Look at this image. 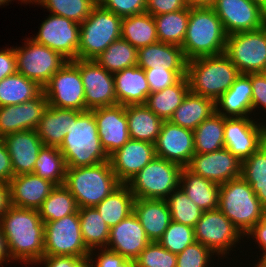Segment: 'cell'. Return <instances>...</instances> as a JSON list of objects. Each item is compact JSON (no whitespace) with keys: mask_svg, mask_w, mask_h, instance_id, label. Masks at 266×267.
Masks as SVG:
<instances>
[{"mask_svg":"<svg viewBox=\"0 0 266 267\" xmlns=\"http://www.w3.org/2000/svg\"><path fill=\"white\" fill-rule=\"evenodd\" d=\"M12 263L34 267L44 254V222L36 209L10 205L0 218Z\"/></svg>","mask_w":266,"mask_h":267,"instance_id":"cell-1","label":"cell"},{"mask_svg":"<svg viewBox=\"0 0 266 267\" xmlns=\"http://www.w3.org/2000/svg\"><path fill=\"white\" fill-rule=\"evenodd\" d=\"M227 34L212 7L189 8L188 26L181 46L187 61L225 53Z\"/></svg>","mask_w":266,"mask_h":267,"instance_id":"cell-2","label":"cell"},{"mask_svg":"<svg viewBox=\"0 0 266 267\" xmlns=\"http://www.w3.org/2000/svg\"><path fill=\"white\" fill-rule=\"evenodd\" d=\"M67 167L92 166L109 161L101 146L97 123L91 110L81 112L58 147Z\"/></svg>","mask_w":266,"mask_h":267,"instance_id":"cell-3","label":"cell"},{"mask_svg":"<svg viewBox=\"0 0 266 267\" xmlns=\"http://www.w3.org/2000/svg\"><path fill=\"white\" fill-rule=\"evenodd\" d=\"M239 75L237 67L225 53L187 61L186 76L190 92L215 102Z\"/></svg>","mask_w":266,"mask_h":267,"instance_id":"cell-4","label":"cell"},{"mask_svg":"<svg viewBox=\"0 0 266 267\" xmlns=\"http://www.w3.org/2000/svg\"><path fill=\"white\" fill-rule=\"evenodd\" d=\"M122 183L109 161L92 166L67 167L64 186L75 197L78 208L95 207Z\"/></svg>","mask_w":266,"mask_h":267,"instance_id":"cell-5","label":"cell"},{"mask_svg":"<svg viewBox=\"0 0 266 267\" xmlns=\"http://www.w3.org/2000/svg\"><path fill=\"white\" fill-rule=\"evenodd\" d=\"M218 208L243 236L266 213L252 186L241 176L220 185Z\"/></svg>","mask_w":266,"mask_h":267,"instance_id":"cell-6","label":"cell"},{"mask_svg":"<svg viewBox=\"0 0 266 267\" xmlns=\"http://www.w3.org/2000/svg\"><path fill=\"white\" fill-rule=\"evenodd\" d=\"M122 18L97 4L80 24L78 59L95 60L121 38Z\"/></svg>","mask_w":266,"mask_h":267,"instance_id":"cell-7","label":"cell"},{"mask_svg":"<svg viewBox=\"0 0 266 267\" xmlns=\"http://www.w3.org/2000/svg\"><path fill=\"white\" fill-rule=\"evenodd\" d=\"M182 166L155 156L127 185L135 198L166 200L179 188Z\"/></svg>","mask_w":266,"mask_h":267,"instance_id":"cell-8","label":"cell"},{"mask_svg":"<svg viewBox=\"0 0 266 267\" xmlns=\"http://www.w3.org/2000/svg\"><path fill=\"white\" fill-rule=\"evenodd\" d=\"M194 237L195 241L208 247L216 254L215 257H218V260H222L224 257L228 258L231 250L236 251L233 249L244 238L219 208L203 211L194 227Z\"/></svg>","mask_w":266,"mask_h":267,"instance_id":"cell-9","label":"cell"},{"mask_svg":"<svg viewBox=\"0 0 266 267\" xmlns=\"http://www.w3.org/2000/svg\"><path fill=\"white\" fill-rule=\"evenodd\" d=\"M23 40L24 45L14 46L17 72L43 88L67 60L31 37Z\"/></svg>","mask_w":266,"mask_h":267,"instance_id":"cell-10","label":"cell"},{"mask_svg":"<svg viewBox=\"0 0 266 267\" xmlns=\"http://www.w3.org/2000/svg\"><path fill=\"white\" fill-rule=\"evenodd\" d=\"M225 54L240 74L266 72V25L258 30L227 35Z\"/></svg>","mask_w":266,"mask_h":267,"instance_id":"cell-11","label":"cell"},{"mask_svg":"<svg viewBox=\"0 0 266 267\" xmlns=\"http://www.w3.org/2000/svg\"><path fill=\"white\" fill-rule=\"evenodd\" d=\"M84 244L78 211L61 219L44 223L43 256L89 257Z\"/></svg>","mask_w":266,"mask_h":267,"instance_id":"cell-12","label":"cell"},{"mask_svg":"<svg viewBox=\"0 0 266 267\" xmlns=\"http://www.w3.org/2000/svg\"><path fill=\"white\" fill-rule=\"evenodd\" d=\"M49 106L86 111L85 90L78 66L67 61L43 87Z\"/></svg>","mask_w":266,"mask_h":267,"instance_id":"cell-13","label":"cell"},{"mask_svg":"<svg viewBox=\"0 0 266 267\" xmlns=\"http://www.w3.org/2000/svg\"><path fill=\"white\" fill-rule=\"evenodd\" d=\"M258 120L253 117H225L224 147L240 161L249 158L266 142V123L262 118L263 122Z\"/></svg>","mask_w":266,"mask_h":267,"instance_id":"cell-14","label":"cell"},{"mask_svg":"<svg viewBox=\"0 0 266 267\" xmlns=\"http://www.w3.org/2000/svg\"><path fill=\"white\" fill-rule=\"evenodd\" d=\"M80 24L57 15L50 14L42 21L36 36L31 37L67 61L78 59Z\"/></svg>","mask_w":266,"mask_h":267,"instance_id":"cell-15","label":"cell"},{"mask_svg":"<svg viewBox=\"0 0 266 267\" xmlns=\"http://www.w3.org/2000/svg\"><path fill=\"white\" fill-rule=\"evenodd\" d=\"M212 8L227 35L258 30L266 25V10L250 0H216Z\"/></svg>","mask_w":266,"mask_h":267,"instance_id":"cell-16","label":"cell"},{"mask_svg":"<svg viewBox=\"0 0 266 267\" xmlns=\"http://www.w3.org/2000/svg\"><path fill=\"white\" fill-rule=\"evenodd\" d=\"M85 90L86 111L117 105L114 76L95 60L76 59Z\"/></svg>","mask_w":266,"mask_h":267,"instance_id":"cell-17","label":"cell"},{"mask_svg":"<svg viewBox=\"0 0 266 267\" xmlns=\"http://www.w3.org/2000/svg\"><path fill=\"white\" fill-rule=\"evenodd\" d=\"M186 168L221 185L241 176L242 161L224 147L215 152L195 153Z\"/></svg>","mask_w":266,"mask_h":267,"instance_id":"cell-18","label":"cell"},{"mask_svg":"<svg viewBox=\"0 0 266 267\" xmlns=\"http://www.w3.org/2000/svg\"><path fill=\"white\" fill-rule=\"evenodd\" d=\"M154 148L156 156L186 167L195 154L194 132L164 121Z\"/></svg>","mask_w":266,"mask_h":267,"instance_id":"cell-19","label":"cell"},{"mask_svg":"<svg viewBox=\"0 0 266 267\" xmlns=\"http://www.w3.org/2000/svg\"><path fill=\"white\" fill-rule=\"evenodd\" d=\"M91 111L97 123L101 146L109 157L130 139L125 106L117 104Z\"/></svg>","mask_w":266,"mask_h":267,"instance_id":"cell-20","label":"cell"},{"mask_svg":"<svg viewBox=\"0 0 266 267\" xmlns=\"http://www.w3.org/2000/svg\"><path fill=\"white\" fill-rule=\"evenodd\" d=\"M47 106V98L42 91L25 103L0 107V138L19 131L36 130Z\"/></svg>","mask_w":266,"mask_h":267,"instance_id":"cell-21","label":"cell"},{"mask_svg":"<svg viewBox=\"0 0 266 267\" xmlns=\"http://www.w3.org/2000/svg\"><path fill=\"white\" fill-rule=\"evenodd\" d=\"M155 156L153 143L129 139L109 156V162L116 178L122 184H127Z\"/></svg>","mask_w":266,"mask_h":267,"instance_id":"cell-22","label":"cell"},{"mask_svg":"<svg viewBox=\"0 0 266 267\" xmlns=\"http://www.w3.org/2000/svg\"><path fill=\"white\" fill-rule=\"evenodd\" d=\"M150 242L141 223L132 212L116 226L110 228L106 249L126 259L134 260Z\"/></svg>","mask_w":266,"mask_h":267,"instance_id":"cell-23","label":"cell"},{"mask_svg":"<svg viewBox=\"0 0 266 267\" xmlns=\"http://www.w3.org/2000/svg\"><path fill=\"white\" fill-rule=\"evenodd\" d=\"M11 159L14 176L33 173L43 142L36 130H24L3 138Z\"/></svg>","mask_w":266,"mask_h":267,"instance_id":"cell-24","label":"cell"},{"mask_svg":"<svg viewBox=\"0 0 266 267\" xmlns=\"http://www.w3.org/2000/svg\"><path fill=\"white\" fill-rule=\"evenodd\" d=\"M12 206L38 210L55 184L35 173L20 174L9 181Z\"/></svg>","mask_w":266,"mask_h":267,"instance_id":"cell-25","label":"cell"},{"mask_svg":"<svg viewBox=\"0 0 266 267\" xmlns=\"http://www.w3.org/2000/svg\"><path fill=\"white\" fill-rule=\"evenodd\" d=\"M133 212L151 242H158L172 221L166 200L135 198Z\"/></svg>","mask_w":266,"mask_h":267,"instance_id":"cell-26","label":"cell"},{"mask_svg":"<svg viewBox=\"0 0 266 267\" xmlns=\"http://www.w3.org/2000/svg\"><path fill=\"white\" fill-rule=\"evenodd\" d=\"M251 74H240L216 101V112L226 118L252 117Z\"/></svg>","mask_w":266,"mask_h":267,"instance_id":"cell-27","label":"cell"},{"mask_svg":"<svg viewBox=\"0 0 266 267\" xmlns=\"http://www.w3.org/2000/svg\"><path fill=\"white\" fill-rule=\"evenodd\" d=\"M113 76L118 104H145L150 88L144 69L135 65L116 72Z\"/></svg>","mask_w":266,"mask_h":267,"instance_id":"cell-28","label":"cell"},{"mask_svg":"<svg viewBox=\"0 0 266 267\" xmlns=\"http://www.w3.org/2000/svg\"><path fill=\"white\" fill-rule=\"evenodd\" d=\"M137 66L144 70L165 67L172 71H186L187 60L181 46L158 41L138 49Z\"/></svg>","mask_w":266,"mask_h":267,"instance_id":"cell-29","label":"cell"},{"mask_svg":"<svg viewBox=\"0 0 266 267\" xmlns=\"http://www.w3.org/2000/svg\"><path fill=\"white\" fill-rule=\"evenodd\" d=\"M81 113L79 110L47 106L36 129L44 146L59 147L69 133L72 121Z\"/></svg>","mask_w":266,"mask_h":267,"instance_id":"cell-30","label":"cell"},{"mask_svg":"<svg viewBox=\"0 0 266 267\" xmlns=\"http://www.w3.org/2000/svg\"><path fill=\"white\" fill-rule=\"evenodd\" d=\"M179 187L202 211L218 208L220 185L182 168Z\"/></svg>","mask_w":266,"mask_h":267,"instance_id":"cell-31","label":"cell"},{"mask_svg":"<svg viewBox=\"0 0 266 267\" xmlns=\"http://www.w3.org/2000/svg\"><path fill=\"white\" fill-rule=\"evenodd\" d=\"M214 113H216L215 101L189 91L169 121L194 131L198 125Z\"/></svg>","mask_w":266,"mask_h":267,"instance_id":"cell-32","label":"cell"},{"mask_svg":"<svg viewBox=\"0 0 266 267\" xmlns=\"http://www.w3.org/2000/svg\"><path fill=\"white\" fill-rule=\"evenodd\" d=\"M125 113L130 139L154 144L164 121L144 104L126 105Z\"/></svg>","mask_w":266,"mask_h":267,"instance_id":"cell-33","label":"cell"},{"mask_svg":"<svg viewBox=\"0 0 266 267\" xmlns=\"http://www.w3.org/2000/svg\"><path fill=\"white\" fill-rule=\"evenodd\" d=\"M189 91V82L185 76L162 91L150 93L144 105L163 121H169Z\"/></svg>","mask_w":266,"mask_h":267,"instance_id":"cell-34","label":"cell"},{"mask_svg":"<svg viewBox=\"0 0 266 267\" xmlns=\"http://www.w3.org/2000/svg\"><path fill=\"white\" fill-rule=\"evenodd\" d=\"M135 196L127 184H121L95 208L105 223L112 228L133 212Z\"/></svg>","mask_w":266,"mask_h":267,"instance_id":"cell-35","label":"cell"},{"mask_svg":"<svg viewBox=\"0 0 266 267\" xmlns=\"http://www.w3.org/2000/svg\"><path fill=\"white\" fill-rule=\"evenodd\" d=\"M121 38L137 50L158 42L154 18L148 12L122 18Z\"/></svg>","mask_w":266,"mask_h":267,"instance_id":"cell-36","label":"cell"},{"mask_svg":"<svg viewBox=\"0 0 266 267\" xmlns=\"http://www.w3.org/2000/svg\"><path fill=\"white\" fill-rule=\"evenodd\" d=\"M42 91L35 81L16 72L0 81V107L25 103Z\"/></svg>","mask_w":266,"mask_h":267,"instance_id":"cell-37","label":"cell"},{"mask_svg":"<svg viewBox=\"0 0 266 267\" xmlns=\"http://www.w3.org/2000/svg\"><path fill=\"white\" fill-rule=\"evenodd\" d=\"M80 229L84 244L89 250L106 248L110 227L95 207L78 208Z\"/></svg>","mask_w":266,"mask_h":267,"instance_id":"cell-38","label":"cell"},{"mask_svg":"<svg viewBox=\"0 0 266 267\" xmlns=\"http://www.w3.org/2000/svg\"><path fill=\"white\" fill-rule=\"evenodd\" d=\"M225 117L214 113L194 129V150L197 154L224 148Z\"/></svg>","mask_w":266,"mask_h":267,"instance_id":"cell-39","label":"cell"},{"mask_svg":"<svg viewBox=\"0 0 266 267\" xmlns=\"http://www.w3.org/2000/svg\"><path fill=\"white\" fill-rule=\"evenodd\" d=\"M160 42L182 46L188 26L189 7L153 16Z\"/></svg>","mask_w":266,"mask_h":267,"instance_id":"cell-40","label":"cell"},{"mask_svg":"<svg viewBox=\"0 0 266 267\" xmlns=\"http://www.w3.org/2000/svg\"><path fill=\"white\" fill-rule=\"evenodd\" d=\"M241 177L252 186L266 210V142L249 158L242 161Z\"/></svg>","mask_w":266,"mask_h":267,"instance_id":"cell-41","label":"cell"},{"mask_svg":"<svg viewBox=\"0 0 266 267\" xmlns=\"http://www.w3.org/2000/svg\"><path fill=\"white\" fill-rule=\"evenodd\" d=\"M138 50L123 38L115 40L95 61L109 73L137 65Z\"/></svg>","mask_w":266,"mask_h":267,"instance_id":"cell-42","label":"cell"},{"mask_svg":"<svg viewBox=\"0 0 266 267\" xmlns=\"http://www.w3.org/2000/svg\"><path fill=\"white\" fill-rule=\"evenodd\" d=\"M66 169L65 159L58 147L43 145L35 161L33 173L61 186L65 183Z\"/></svg>","mask_w":266,"mask_h":267,"instance_id":"cell-43","label":"cell"},{"mask_svg":"<svg viewBox=\"0 0 266 267\" xmlns=\"http://www.w3.org/2000/svg\"><path fill=\"white\" fill-rule=\"evenodd\" d=\"M77 211L75 197L64 185L55 186L38 209L39 216L44 223L61 219Z\"/></svg>","mask_w":266,"mask_h":267,"instance_id":"cell-44","label":"cell"},{"mask_svg":"<svg viewBox=\"0 0 266 267\" xmlns=\"http://www.w3.org/2000/svg\"><path fill=\"white\" fill-rule=\"evenodd\" d=\"M37 4L50 14L66 17L81 24L98 4L97 0H28L27 4Z\"/></svg>","mask_w":266,"mask_h":267,"instance_id":"cell-45","label":"cell"},{"mask_svg":"<svg viewBox=\"0 0 266 267\" xmlns=\"http://www.w3.org/2000/svg\"><path fill=\"white\" fill-rule=\"evenodd\" d=\"M166 201L171 212L172 221L194 228L203 214L202 209L180 187L171 192Z\"/></svg>","mask_w":266,"mask_h":267,"instance_id":"cell-46","label":"cell"},{"mask_svg":"<svg viewBox=\"0 0 266 267\" xmlns=\"http://www.w3.org/2000/svg\"><path fill=\"white\" fill-rule=\"evenodd\" d=\"M173 254L181 253L188 245L195 242L194 228L171 221L162 238L158 241Z\"/></svg>","mask_w":266,"mask_h":267,"instance_id":"cell-47","label":"cell"},{"mask_svg":"<svg viewBox=\"0 0 266 267\" xmlns=\"http://www.w3.org/2000/svg\"><path fill=\"white\" fill-rule=\"evenodd\" d=\"M133 261L134 267H176L177 255L159 242H150Z\"/></svg>","mask_w":266,"mask_h":267,"instance_id":"cell-48","label":"cell"},{"mask_svg":"<svg viewBox=\"0 0 266 267\" xmlns=\"http://www.w3.org/2000/svg\"><path fill=\"white\" fill-rule=\"evenodd\" d=\"M214 255L208 247L195 241L177 254L176 267H212Z\"/></svg>","mask_w":266,"mask_h":267,"instance_id":"cell-49","label":"cell"},{"mask_svg":"<svg viewBox=\"0 0 266 267\" xmlns=\"http://www.w3.org/2000/svg\"><path fill=\"white\" fill-rule=\"evenodd\" d=\"M144 71L149 84L150 93L162 91L176 84L182 77L186 76V71H172L165 67L147 69Z\"/></svg>","mask_w":266,"mask_h":267,"instance_id":"cell-50","label":"cell"},{"mask_svg":"<svg viewBox=\"0 0 266 267\" xmlns=\"http://www.w3.org/2000/svg\"><path fill=\"white\" fill-rule=\"evenodd\" d=\"M98 4L121 18L146 12V0H97Z\"/></svg>","mask_w":266,"mask_h":267,"instance_id":"cell-51","label":"cell"},{"mask_svg":"<svg viewBox=\"0 0 266 267\" xmlns=\"http://www.w3.org/2000/svg\"><path fill=\"white\" fill-rule=\"evenodd\" d=\"M89 258L91 267H134L133 260L126 259L124 256L106 248L90 250Z\"/></svg>","mask_w":266,"mask_h":267,"instance_id":"cell-52","label":"cell"},{"mask_svg":"<svg viewBox=\"0 0 266 267\" xmlns=\"http://www.w3.org/2000/svg\"><path fill=\"white\" fill-rule=\"evenodd\" d=\"M252 113L255 116L256 110H262L266 112V72L252 73ZM261 107V108H260ZM265 109V110H264Z\"/></svg>","mask_w":266,"mask_h":267,"instance_id":"cell-53","label":"cell"},{"mask_svg":"<svg viewBox=\"0 0 266 267\" xmlns=\"http://www.w3.org/2000/svg\"><path fill=\"white\" fill-rule=\"evenodd\" d=\"M44 267H91L89 257L78 258L73 256H43L36 266Z\"/></svg>","mask_w":266,"mask_h":267,"instance_id":"cell-54","label":"cell"},{"mask_svg":"<svg viewBox=\"0 0 266 267\" xmlns=\"http://www.w3.org/2000/svg\"><path fill=\"white\" fill-rule=\"evenodd\" d=\"M188 8L185 0H146V12L152 16Z\"/></svg>","mask_w":266,"mask_h":267,"instance_id":"cell-55","label":"cell"},{"mask_svg":"<svg viewBox=\"0 0 266 267\" xmlns=\"http://www.w3.org/2000/svg\"><path fill=\"white\" fill-rule=\"evenodd\" d=\"M17 72L14 46L0 50V81Z\"/></svg>","mask_w":266,"mask_h":267,"instance_id":"cell-56","label":"cell"},{"mask_svg":"<svg viewBox=\"0 0 266 267\" xmlns=\"http://www.w3.org/2000/svg\"><path fill=\"white\" fill-rule=\"evenodd\" d=\"M13 177L10 155L3 138H0V182L9 183Z\"/></svg>","mask_w":266,"mask_h":267,"instance_id":"cell-57","label":"cell"},{"mask_svg":"<svg viewBox=\"0 0 266 267\" xmlns=\"http://www.w3.org/2000/svg\"><path fill=\"white\" fill-rule=\"evenodd\" d=\"M247 238H252V240H255L253 242L258 243V246L262 253L266 252V213L262 216V219L256 223L245 235Z\"/></svg>","mask_w":266,"mask_h":267,"instance_id":"cell-58","label":"cell"},{"mask_svg":"<svg viewBox=\"0 0 266 267\" xmlns=\"http://www.w3.org/2000/svg\"><path fill=\"white\" fill-rule=\"evenodd\" d=\"M11 205L10 187L8 183L0 182V218Z\"/></svg>","mask_w":266,"mask_h":267,"instance_id":"cell-59","label":"cell"},{"mask_svg":"<svg viewBox=\"0 0 266 267\" xmlns=\"http://www.w3.org/2000/svg\"><path fill=\"white\" fill-rule=\"evenodd\" d=\"M11 262L12 259L10 257L9 250L7 247V241L0 227V267H4L5 265L8 266L9 264H11Z\"/></svg>","mask_w":266,"mask_h":267,"instance_id":"cell-60","label":"cell"},{"mask_svg":"<svg viewBox=\"0 0 266 267\" xmlns=\"http://www.w3.org/2000/svg\"><path fill=\"white\" fill-rule=\"evenodd\" d=\"M216 0H185L189 8L212 7Z\"/></svg>","mask_w":266,"mask_h":267,"instance_id":"cell-61","label":"cell"},{"mask_svg":"<svg viewBox=\"0 0 266 267\" xmlns=\"http://www.w3.org/2000/svg\"><path fill=\"white\" fill-rule=\"evenodd\" d=\"M259 261L253 267H266V252L260 255Z\"/></svg>","mask_w":266,"mask_h":267,"instance_id":"cell-62","label":"cell"},{"mask_svg":"<svg viewBox=\"0 0 266 267\" xmlns=\"http://www.w3.org/2000/svg\"><path fill=\"white\" fill-rule=\"evenodd\" d=\"M12 1H15V0H0V6H2V5H9V3H11ZM18 1H20L21 2V4L23 3V4H26V0H18Z\"/></svg>","mask_w":266,"mask_h":267,"instance_id":"cell-63","label":"cell"},{"mask_svg":"<svg viewBox=\"0 0 266 267\" xmlns=\"http://www.w3.org/2000/svg\"><path fill=\"white\" fill-rule=\"evenodd\" d=\"M257 4H259L261 7H263L266 10V0H250Z\"/></svg>","mask_w":266,"mask_h":267,"instance_id":"cell-64","label":"cell"}]
</instances>
